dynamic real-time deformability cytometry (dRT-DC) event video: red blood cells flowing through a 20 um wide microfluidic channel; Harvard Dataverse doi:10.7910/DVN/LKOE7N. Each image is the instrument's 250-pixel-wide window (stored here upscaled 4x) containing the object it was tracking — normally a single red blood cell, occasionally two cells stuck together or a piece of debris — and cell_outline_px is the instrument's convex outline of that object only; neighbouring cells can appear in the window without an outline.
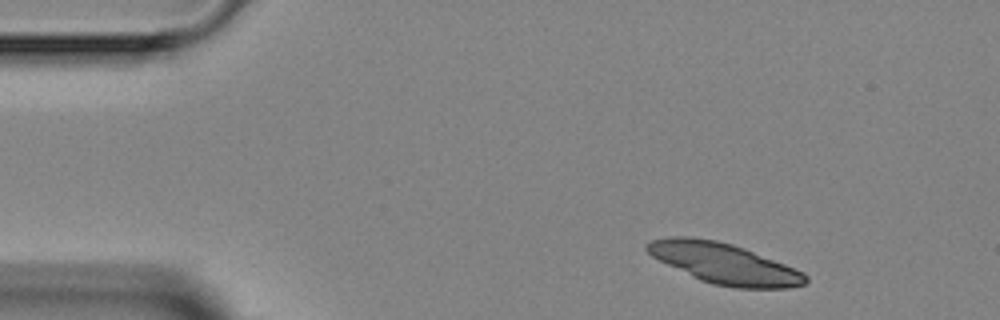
{"species": "Egyptian fruit bat (a non-hibernating species)", "species_latin": "Rousettus aegyptiacus", "temperature_condition": "room temperature", "stored_images_in_passage": 2, "camera_frame_rate_fps": 3000, "um_per_image_px": 0.085, "animal": {"sex": "female"}, "frame": {"image": 1, "passage_image": 1, "time_ms": 0.0, "image_size_px": [1000, 320], "cell_outline_px": [[808, 280], [804, 284], [788, 288], [732, 288], [712, 284], [700, 280], [652, 256], [644, 248], [644, 244], [652, 240], [668, 236], [688, 236], [716, 240], [732, 244], [744, 248], [804, 272], [808, 276]], "centroid_in_image_um": [61.54, 22.39], "position_along_channel_um": 23.5, "area_um2": 37.34}}